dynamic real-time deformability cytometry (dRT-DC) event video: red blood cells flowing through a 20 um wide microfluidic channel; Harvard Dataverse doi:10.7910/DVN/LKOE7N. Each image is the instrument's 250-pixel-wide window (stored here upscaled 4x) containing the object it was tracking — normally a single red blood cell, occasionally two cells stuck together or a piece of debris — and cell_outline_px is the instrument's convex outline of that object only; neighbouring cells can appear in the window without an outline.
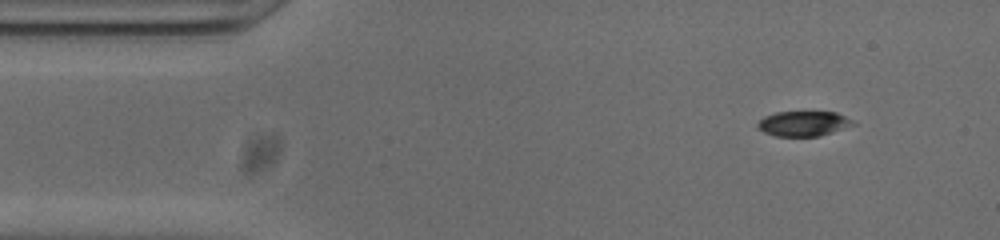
{"species": "common noctule bat (a hibernating species)", "species_latin": "Nyctalus noctula", "temperature_condition": "cold", "stored_images_in_passage": 52, "camera_frame_rate_fps": 3000, "um_per_image_px": 0.085, "animal": {"sex": "male", "body_mass_g": 20.0, "forearm_length_mm": 53.3}, "frame": {"image": 1, "passage_image": 5, "time_ms": 1.333, "image_size_px": [1000, 240], "cell_outline_px": [[856, 124], [820, 136], [776, 136], [764, 132], [756, 128], [756, 124], [764, 116], [776, 112], [836, 112], [852, 120]], "centroid_in_image_um": [68.26, 10.51], "position_along_channel_um": 16.7, "area_um2": 13.87}}
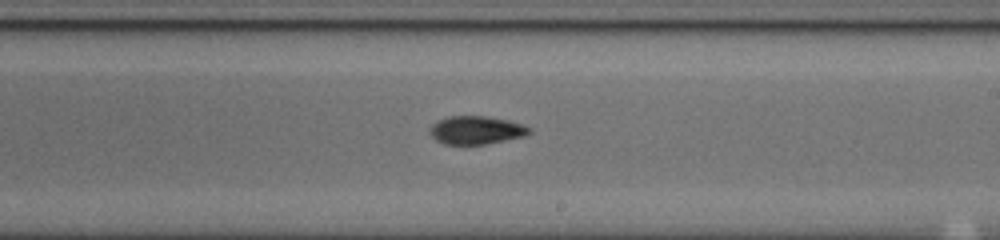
{"frame": {"image": 2, "passage_image": 29, "time_ms": 9.333, "image_size_px": [1000, 240], "cell_outline_px": [[532, 132], [524, 136], [484, 144], [444, 144], [436, 140], [428, 132], [428, 128], [436, 120], [448, 116], [484, 116], [508, 120], [524, 124], [532, 128]], "centroid_in_image_um": [40.45, 11.05], "position_along_channel_um": 248.5, "area_um2": 16.47}}
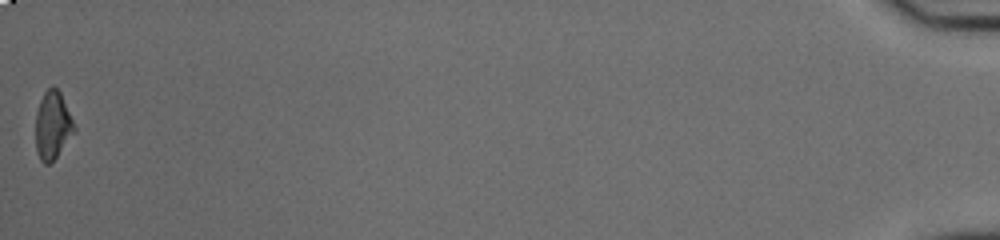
{"frame": {"image": 3, "passage_image": 52, "time_ms": 17.0, "image_size_px": [1000, 240], "cell_outline_px": [[76, 128], [56, 156], [48, 164], [44, 164], [40, 160], [36, 152], [36, 112], [40, 100], [44, 92], [52, 84], [60, 92]], "centroid_in_image_um": [4.44, 10.63], "position_along_channel_um": 430.8, "area_um2": 14.97}, "authors_computed_cell_mechanics": {"area_um2": 15.5482, "velocity_mm_per_s": 3.8515, "shape_relaxation_time_tau1_ms": 2.2078, "shape_relaxation_time_tau2_ms": 5.6053, "deformation_change_tau1": 0.1505, "deformation_change_tau2": 0.1258}}